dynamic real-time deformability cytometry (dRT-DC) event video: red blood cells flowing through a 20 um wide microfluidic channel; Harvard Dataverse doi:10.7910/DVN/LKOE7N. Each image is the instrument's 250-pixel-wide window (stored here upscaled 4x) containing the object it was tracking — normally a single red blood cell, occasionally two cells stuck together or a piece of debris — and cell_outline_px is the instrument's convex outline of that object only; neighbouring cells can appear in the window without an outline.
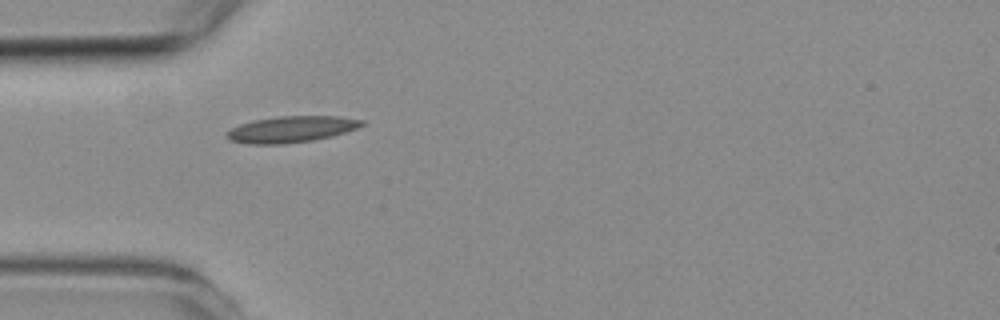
{"species": "common noctule bat (a hibernating species)", "species_latin": "Nyctalus noctula", "temperature_condition": "room temperature", "stored_images_in_passage": 2, "camera_frame_rate_fps": 3000, "um_per_image_px": 0.085, "animal": {"sex": "female", "body_mass_g": 19.3, "forearm_length_mm": 54.1}, "frame": {"image": 1, "passage_image": 1, "time_ms": 0.0, "image_size_px": [1000, 320], "cell_outline_px": [[364, 124], [356, 128], [332, 136], [312, 140], [284, 144], [248, 144], [228, 140], [228, 132], [232, 128], [240, 124], [252, 120], [280, 116], [340, 116], [364, 120]], "centroid_in_image_um": [24.76, 10.98], "position_along_channel_um": 60.2, "area_um2": 20.58}}
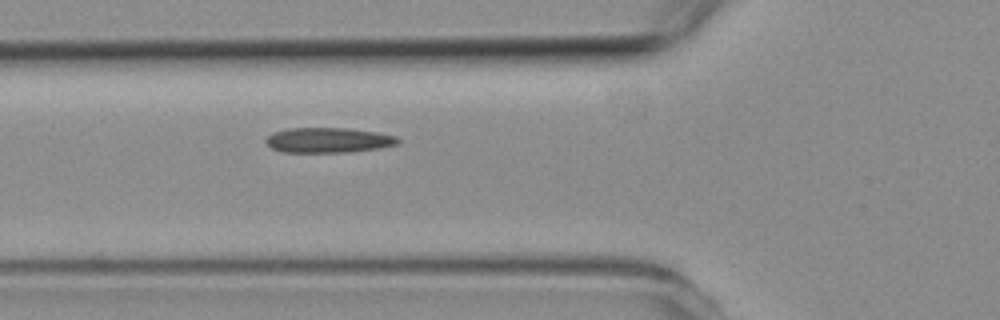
{"frame": {"image": 2, "passage_image": 2, "time_ms": 1.0, "image_size_px": [1000, 320], "cell_outline_px": [[400, 144], [380, 148], [348, 152], [284, 152], [272, 148], [264, 140], [272, 132], [288, 128], [348, 128], [376, 132], [396, 136], [400, 140]], "centroid_in_image_um": [27.92, 11.91], "position_along_channel_um": 97.9, "area_um2": 19.36}}